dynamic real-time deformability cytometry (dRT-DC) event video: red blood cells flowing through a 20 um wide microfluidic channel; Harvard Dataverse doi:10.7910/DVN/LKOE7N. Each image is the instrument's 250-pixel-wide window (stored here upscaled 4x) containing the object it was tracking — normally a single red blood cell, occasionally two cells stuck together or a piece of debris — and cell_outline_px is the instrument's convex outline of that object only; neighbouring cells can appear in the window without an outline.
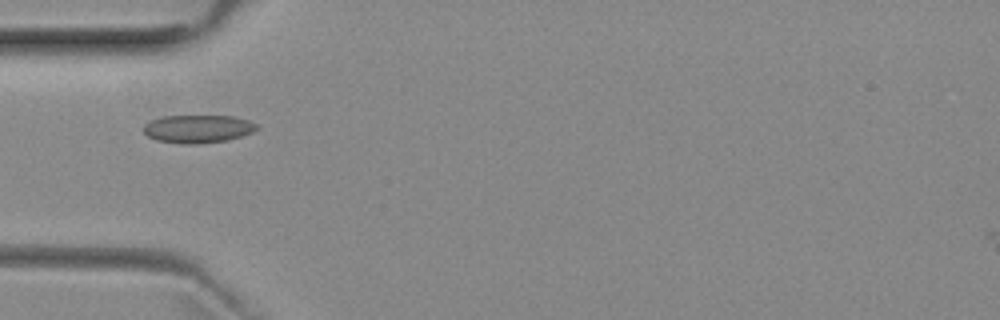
{"species": "common noctule bat (a hibernating species)", "species_latin": "Nyctalus noctula", "temperature_condition": "room temperature", "stored_images_in_passage": 2, "camera_frame_rate_fps": 3000, "um_per_image_px": 0.085, "animal": {"sex": "female", "body_mass_g": 29.2, "forearm_length_mm": 56.3}, "frame": {"image": 1, "passage_image": 2, "time_ms": 1.333, "image_size_px": [1000, 320], "cell_outline_px": [[260, 128], [252, 132], [228, 140], [196, 144], [180, 144], [156, 140], [148, 136], [144, 132], [144, 124], [152, 120], [164, 116], [232, 116], [248, 120], [256, 124]], "centroid_in_image_um": [16.82, 10.96], "position_along_channel_um": 68.2, "area_um2": 18.44}}